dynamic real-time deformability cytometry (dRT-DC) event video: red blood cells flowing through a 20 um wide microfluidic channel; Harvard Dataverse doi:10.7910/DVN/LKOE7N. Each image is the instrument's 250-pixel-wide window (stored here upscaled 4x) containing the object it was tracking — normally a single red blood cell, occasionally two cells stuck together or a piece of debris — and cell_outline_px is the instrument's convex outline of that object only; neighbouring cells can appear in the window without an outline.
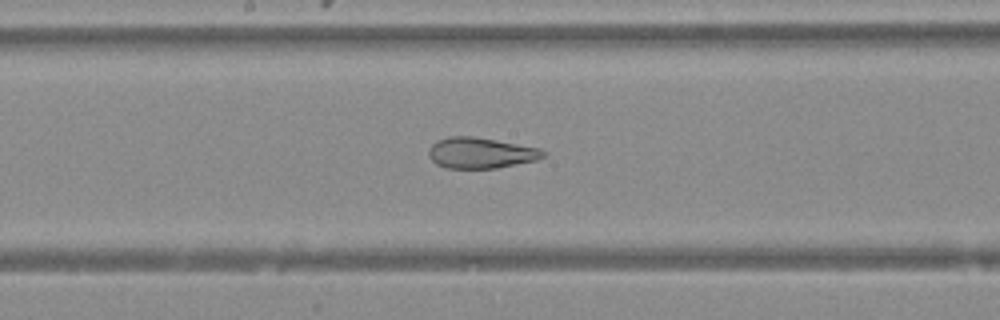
{"species": "Egyptian fruit bat (a non-hibernating species)", "species_latin": "Rousettus aegyptiacus", "temperature_condition": "warm", "stored_images_in_passage": 30, "camera_frame_rate_fps": 3000, "um_per_image_px": 0.085, "animal": {"sex": "female"}, "frame": {"image": 1, "passage_image": 23, "time_ms": 7.333, "image_size_px": [1000, 320], "cell_outline_px": [[548, 152], [544, 156], [536, 160], [496, 168], [444, 168], [436, 164], [428, 156], [428, 148], [436, 140], [448, 136], [472, 136], [496, 140], [540, 148]], "centroid_in_image_um": [40.83, 12.99], "position_along_channel_um": 207.4, "area_um2": 20.69}}
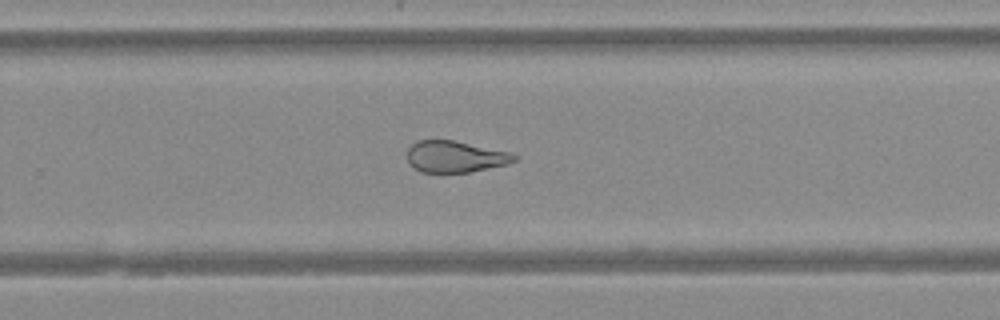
{"frame": {"image": 2, "passage_image": 29, "time_ms": 9.333, "image_size_px": [1000, 320], "cell_outline_px": [[516, 160], [508, 164], [468, 172], [420, 172], [408, 164], [408, 148], [416, 140], [452, 140], [512, 152], [516, 156]], "centroid_in_image_um": [38.68, 13.31], "position_along_channel_um": 291.1, "area_um2": 19.65}}